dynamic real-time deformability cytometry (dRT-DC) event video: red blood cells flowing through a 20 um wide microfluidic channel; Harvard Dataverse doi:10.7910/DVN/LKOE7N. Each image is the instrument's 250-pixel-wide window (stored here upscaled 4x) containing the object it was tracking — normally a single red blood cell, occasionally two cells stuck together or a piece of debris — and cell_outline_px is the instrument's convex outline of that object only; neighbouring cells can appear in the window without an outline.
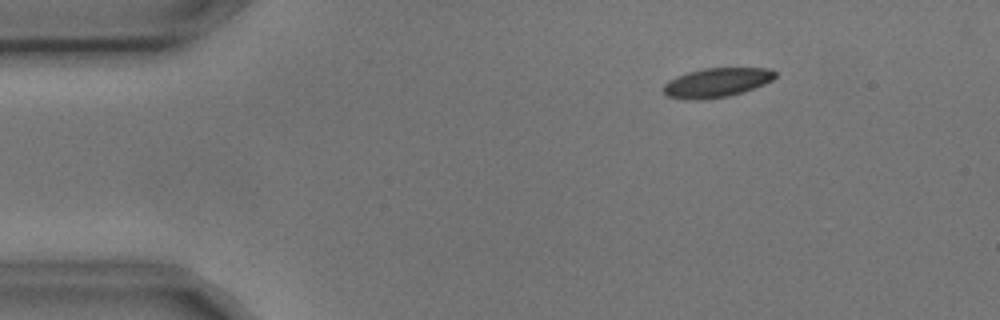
{"species": "common noctule bat (a hibernating species)", "species_latin": "Nyctalus noctula", "temperature_condition": "cold", "stored_images_in_passage": 5, "camera_frame_rate_fps": 3000, "um_per_image_px": 0.085, "animal": {"sex": "male", "body_mass_g": 17.9, "forearm_length_mm": 54.2}, "frame": {"image": 1, "passage_image": 3, "time_ms": 0.667, "image_size_px": [1000, 320], "cell_outline_px": [[776, 76], [772, 80], [764, 84], [728, 96], [700, 100], [684, 100], [668, 96], [664, 92], [664, 84], [668, 80], [676, 76], [688, 72], [704, 68], [772, 68], [776, 72]], "centroid_in_image_um": [60.9, 7.01], "position_along_channel_um": 24.1, "area_um2": 19.02}}